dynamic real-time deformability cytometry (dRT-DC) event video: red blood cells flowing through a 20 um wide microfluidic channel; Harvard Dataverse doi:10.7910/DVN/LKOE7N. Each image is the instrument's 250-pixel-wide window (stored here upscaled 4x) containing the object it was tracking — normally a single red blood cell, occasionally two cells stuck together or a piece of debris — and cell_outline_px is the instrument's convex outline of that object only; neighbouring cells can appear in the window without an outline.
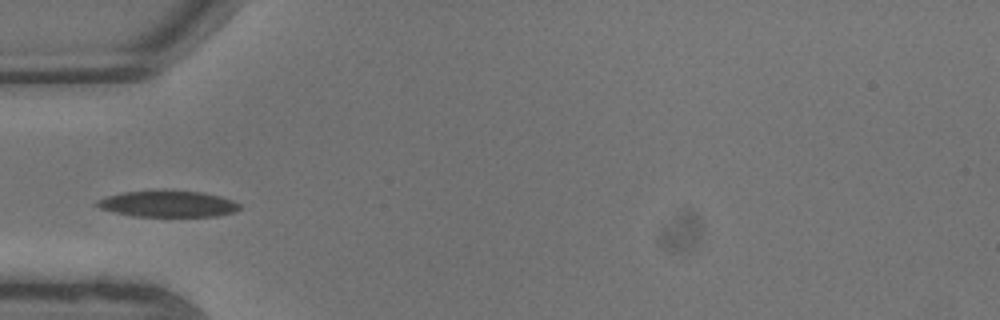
{"species": "common noctule bat (a hibernating species)", "species_latin": "Nyctalus noctula", "temperature_condition": "warm", "stored_images_in_passage": 7, "camera_frame_rate_fps": 3000, "um_per_image_px": 0.085, "animal": {"sex": "male", "body_mass_g": 13.3}, "frame": {"image": 1, "passage_image": 5, "time_ms": 1.333, "image_size_px": [1000, 320], "cell_outline_px": [[240, 208], [232, 212], [216, 216], [132, 216], [112, 212], [100, 208], [96, 204], [96, 200], [108, 196], [124, 192], [200, 192], [220, 196], [232, 200], [240, 204]], "centroid_in_image_um": [14.26, 17.35], "position_along_channel_um": 70.7, "area_um2": 21.15}}
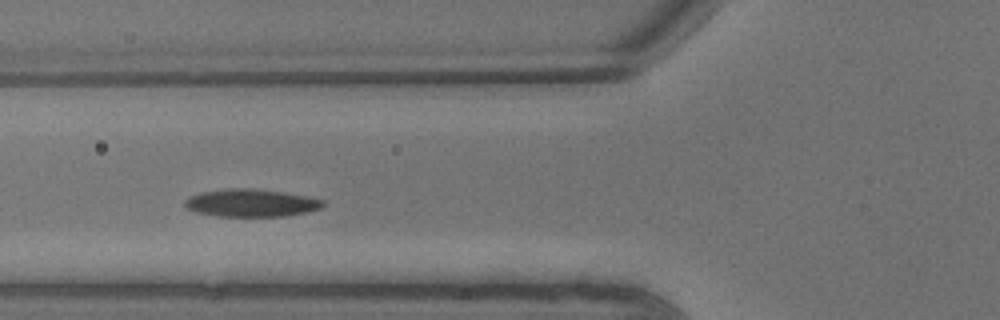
{"frame": {"image": 2, "passage_image": 6, "time_ms": 1.667, "image_size_px": [1000, 320], "cell_outline_px": [[324, 204], [320, 208], [308, 212], [284, 216], [216, 216], [196, 212], [184, 208], [184, 200], [200, 192], [228, 188], [248, 188], [280, 192], [308, 196], [324, 200]], "centroid_in_image_um": [21.31, 17.25], "position_along_channel_um": 104.5, "area_um2": 22.2}}
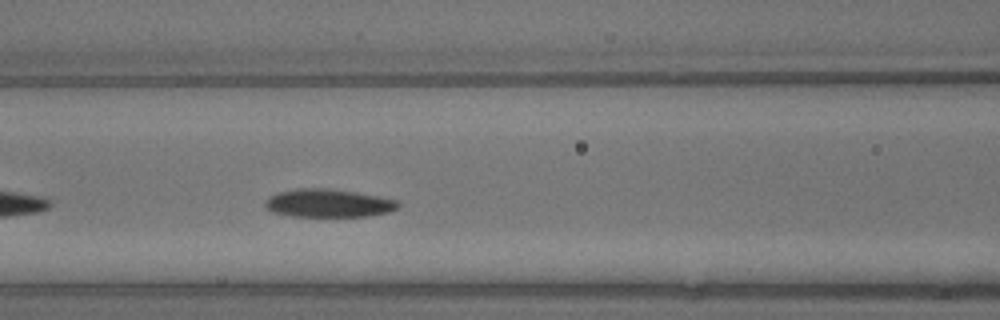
{"frame": {"image": 3, "passage_image": 7, "time_ms": 2.0, "image_size_px": [1000, 320], "cell_outline_px": [[400, 208], [388, 212], [368, 216], [292, 216], [272, 212], [264, 208], [264, 200], [268, 196], [276, 192], [300, 188], [328, 188], [380, 196], [400, 200]], "centroid_in_image_um": [27.9, 17.26], "position_along_channel_um": 138.7, "area_um2": 22.14}}